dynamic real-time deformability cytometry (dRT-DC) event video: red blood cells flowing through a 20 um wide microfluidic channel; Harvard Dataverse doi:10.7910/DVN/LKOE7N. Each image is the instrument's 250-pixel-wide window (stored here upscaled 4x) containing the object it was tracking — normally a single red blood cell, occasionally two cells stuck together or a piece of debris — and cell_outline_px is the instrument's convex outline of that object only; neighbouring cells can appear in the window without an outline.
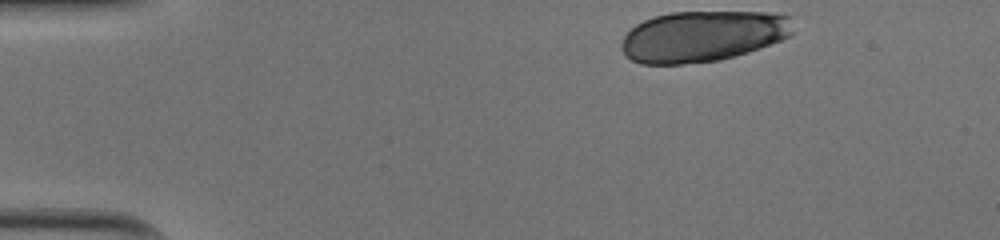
{"species": "human", "species_latin": "Homo sapiens", "temperature_condition": "cold", "stored_images_in_passage": 35, "segment_of_instrument_passage": [1, 2], "camera_frame_rate_fps": 3000, "um_per_image_px": 0.085, "donor": {"sex": "male"}, "frame": {"image": 1, "passage_image": 1, "time_ms": 0.0, "image_size_px": [1000, 240], "cell_outline_px": [[792, 32], [788, 36], [780, 40], [760, 48], [748, 52], [720, 60], [684, 64], [640, 64], [624, 56], [620, 48], [620, 44], [624, 36], [636, 24], [652, 16], [672, 12], [768, 12], [792, 16]], "centroid_in_image_um": [59.7, 3.08], "position_along_channel_um": 25.3, "area_um2": 51.27}}